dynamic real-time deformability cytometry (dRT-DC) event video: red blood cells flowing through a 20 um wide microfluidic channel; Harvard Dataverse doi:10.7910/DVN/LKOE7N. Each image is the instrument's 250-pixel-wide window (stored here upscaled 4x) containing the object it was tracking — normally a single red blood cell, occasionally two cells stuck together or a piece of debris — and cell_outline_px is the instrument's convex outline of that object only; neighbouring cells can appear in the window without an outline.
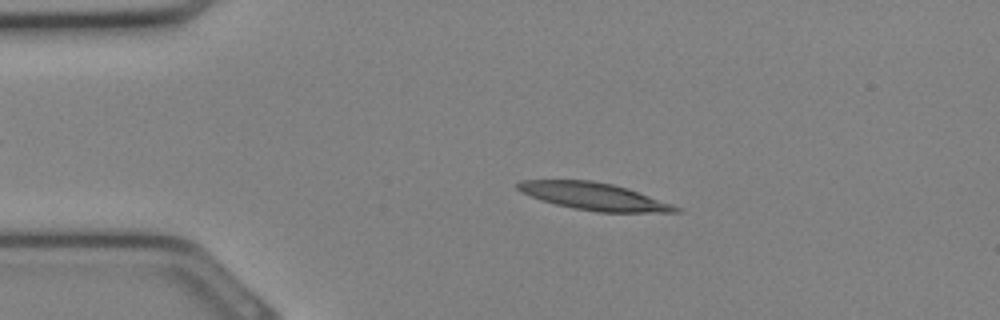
{"species": "Egyptian fruit bat (a non-hibernating species)", "species_latin": "Rousettus aegyptiacus", "temperature_condition": "cold", "stored_images_in_passage": 6, "camera_frame_rate_fps": 3000, "um_per_image_px": 0.085, "animal": {"sex": "female"}, "frame": {"image": 1, "passage_image": 1, "time_ms": 0.0, "image_size_px": [1000, 320], "cell_outline_px": [[680, 212], [596, 212], [572, 208], [540, 200], [520, 192], [516, 188], [516, 184], [520, 180], [592, 180], [612, 184], [628, 188], [672, 204], [680, 208]], "centroid_in_image_um": [50.44, 16.69], "position_along_channel_um": 34.6, "area_um2": 25.14}}
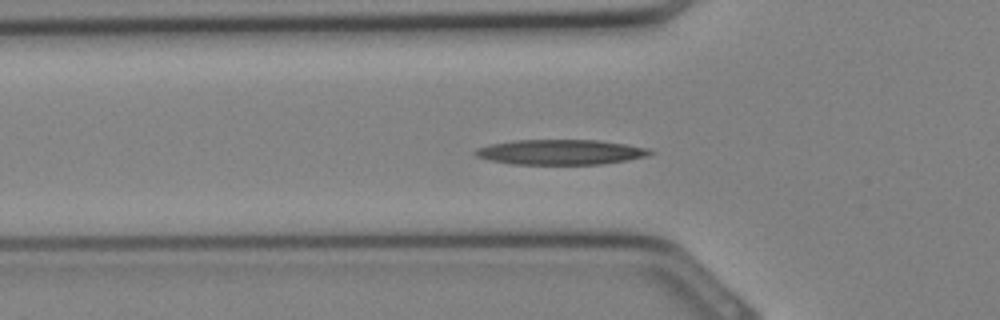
{"frame": {"image": 2, "passage_image": 5, "time_ms": 1.333, "image_size_px": [1000, 320], "cell_outline_px": [[656, 152], [648, 156], [628, 160], [600, 164], [512, 164], [492, 160], [476, 156], [472, 152], [476, 148], [492, 144], [512, 140], [600, 140], [648, 148]], "centroid_in_image_um": [47.67, 12.92], "position_along_channel_um": 78.1, "area_um2": 25.55}}